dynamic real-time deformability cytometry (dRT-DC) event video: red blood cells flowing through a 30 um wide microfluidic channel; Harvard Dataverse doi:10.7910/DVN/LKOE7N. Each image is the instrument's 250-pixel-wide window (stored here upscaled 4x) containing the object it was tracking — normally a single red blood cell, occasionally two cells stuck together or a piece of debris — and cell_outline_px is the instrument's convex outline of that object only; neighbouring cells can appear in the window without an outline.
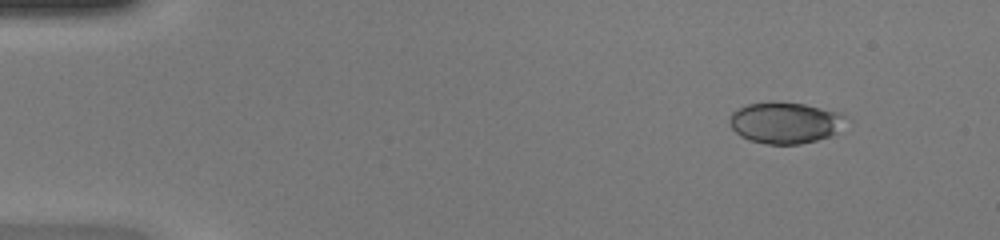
{"species": "common noctule bat (a hibernating species)", "species_latin": "Nyctalus noctula", "temperature_condition": "warm", "stored_images_in_passage": 44, "camera_frame_rate_fps": 3000, "um_per_image_px": 0.085, "animal": {"sex": "female", "body_mass_g": 20.0, "forearm_length_mm": 54.0}, "frame": {"image": 1, "passage_image": 1, "time_ms": 0.0, "image_size_px": [1000, 240], "cell_outline_px": [[844, 120], [836, 132], [832, 136], [800, 144], [768, 144], [748, 140], [740, 136], [728, 124], [728, 120], [732, 112], [748, 104], [768, 100], [772, 100], [804, 104], [844, 112]], "centroid_in_image_um": [66.7, 10.41], "position_along_channel_um": 18.3, "area_um2": 28.32}}
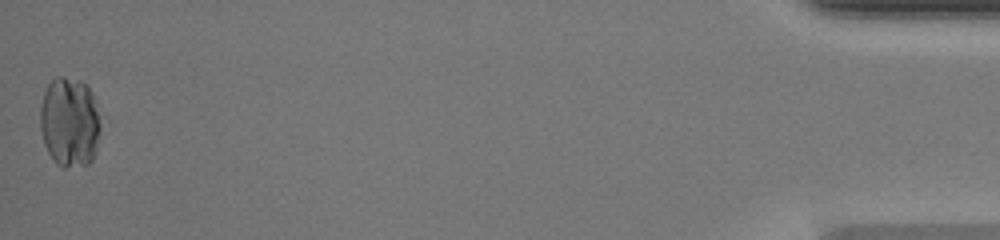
{"frame": {"image": 2, "passage_image": 44, "time_ms": 14.333, "image_size_px": [1000, 240], "cell_outline_px": [[100, 128], [96, 152], [92, 160], [88, 164], [64, 168], [56, 164], [52, 160], [44, 144], [40, 128], [40, 108], [44, 92], [48, 84], [56, 76], [64, 76], [80, 80], [92, 92], [100, 124]], "centroid_in_image_um": [5.9, 10.39], "position_along_channel_um": 429.3, "area_um2": 31.85}}